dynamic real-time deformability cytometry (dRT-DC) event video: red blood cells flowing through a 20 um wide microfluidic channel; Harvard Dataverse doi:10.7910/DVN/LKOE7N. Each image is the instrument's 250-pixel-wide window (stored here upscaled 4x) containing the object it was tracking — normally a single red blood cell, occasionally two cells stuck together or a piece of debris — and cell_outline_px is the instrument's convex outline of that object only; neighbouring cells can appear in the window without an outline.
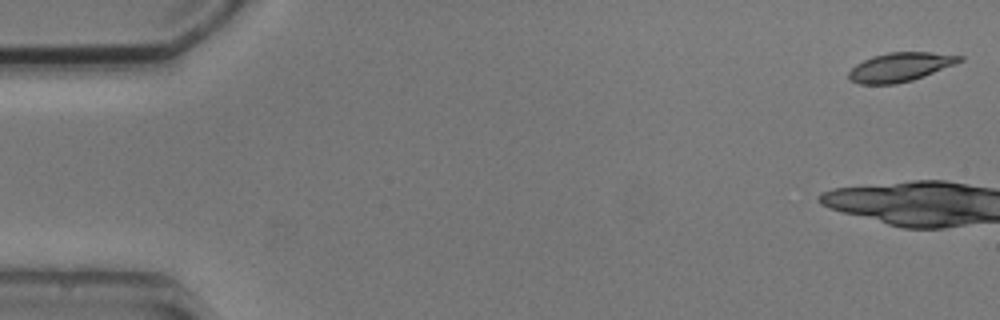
{"species": "common noctule bat (a hibernating species)", "species_latin": "Nyctalus noctula", "temperature_condition": "cold", "stored_images_in_passage": 4, "camera_frame_rate_fps": 3000, "um_per_image_px": 0.085, "animal": {"sex": "male", "body_mass_g": 20.5, "forearm_length_mm": 52.5}, "frame": {"image": 1, "passage_image": 1, "time_ms": 0.0, "image_size_px": [1000, 320], "cell_outline_px": [[964, 60], [956, 64], [924, 76], [912, 80], [896, 84], [860, 84], [848, 80], [848, 72], [856, 64], [872, 56], [888, 52], [932, 52], [964, 56]], "centroid_in_image_um": [76.52, 5.7], "position_along_channel_um": 8.5, "area_um2": 18.84}}